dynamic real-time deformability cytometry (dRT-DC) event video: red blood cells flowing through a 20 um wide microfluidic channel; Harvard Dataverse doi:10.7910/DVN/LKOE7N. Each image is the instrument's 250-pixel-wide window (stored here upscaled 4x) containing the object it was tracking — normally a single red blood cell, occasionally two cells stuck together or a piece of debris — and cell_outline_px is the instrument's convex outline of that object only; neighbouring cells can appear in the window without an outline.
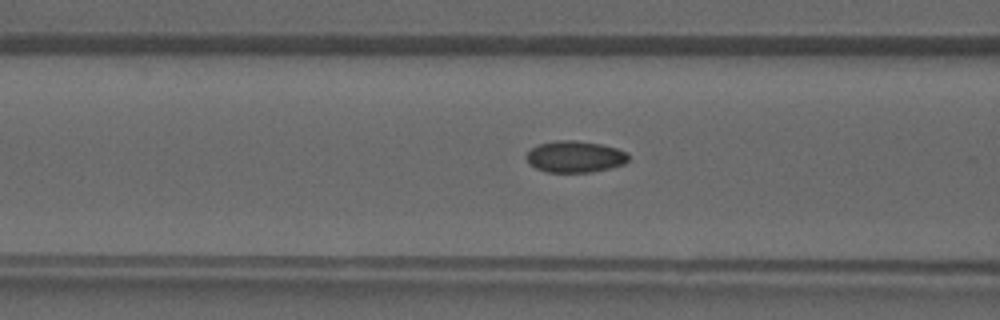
{"species": "common noctule bat (a hibernating species)", "species_latin": "Nyctalus noctula", "temperature_condition": "warm", "stored_images_in_passage": 42, "camera_frame_rate_fps": 3000, "um_per_image_px": 0.085, "animal": {"sex": "male", "forearm_length_mm": 52.5}, "frame": {"image": 1, "passage_image": 17, "time_ms": 5.333, "image_size_px": [1000, 320], "cell_outline_px": [[628, 160], [624, 164], [608, 168], [588, 172], [548, 172], [536, 168], [528, 164], [524, 156], [532, 148], [540, 144], [556, 140], [576, 140], [600, 144], [616, 148], [628, 152]], "centroid_in_image_um": [48.85, 13.31], "position_along_channel_um": 117.8, "area_um2": 18.73}}
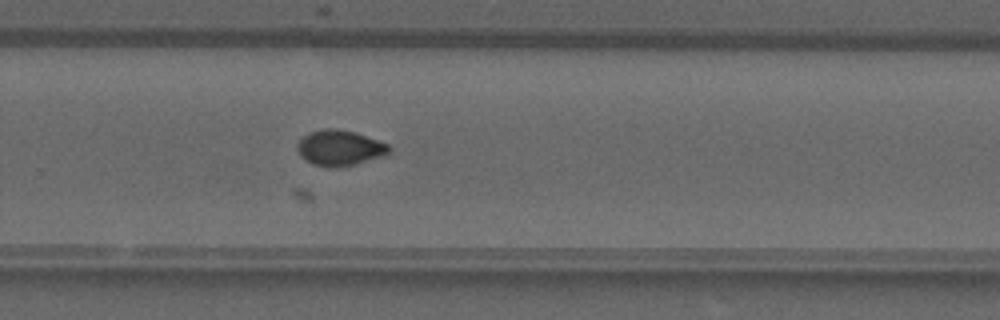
{"frame": {"image": 2, "passage_image": 28, "time_ms": 9.0, "image_size_px": [1000, 320], "cell_outline_px": [[392, 148], [388, 152], [380, 156], [352, 164], [336, 168], [328, 168], [312, 164], [304, 160], [300, 156], [296, 148], [296, 144], [308, 132], [324, 128], [336, 128], [356, 132], [388, 144]], "centroid_in_image_um": [28.81, 12.56], "position_along_channel_um": 301.0, "area_um2": 19.02}}
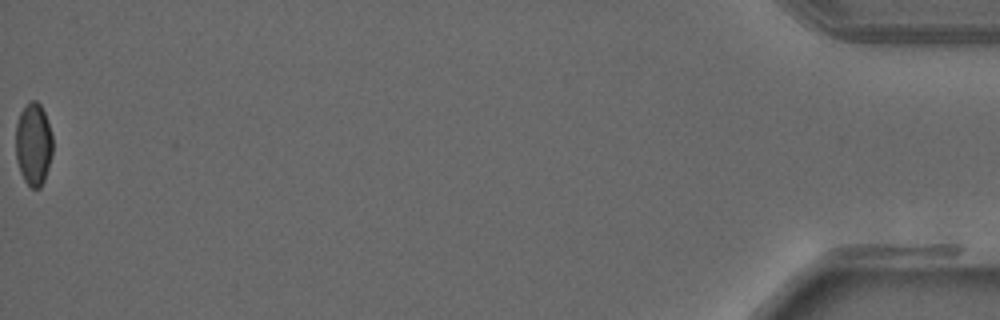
{"frame": {"image": 3, "passage_image": 42, "time_ms": 13.667, "image_size_px": [1000, 320], "cell_outline_px": [[52, 152], [48, 168], [44, 180], [40, 188], [32, 188], [24, 180], [20, 172], [16, 160], [16, 124], [20, 112], [32, 100], [36, 100], [40, 104], [44, 112], [52, 136]], "centroid_in_image_um": [2.83, 12.27], "position_along_channel_um": 432.4, "area_um2": 17.63}}